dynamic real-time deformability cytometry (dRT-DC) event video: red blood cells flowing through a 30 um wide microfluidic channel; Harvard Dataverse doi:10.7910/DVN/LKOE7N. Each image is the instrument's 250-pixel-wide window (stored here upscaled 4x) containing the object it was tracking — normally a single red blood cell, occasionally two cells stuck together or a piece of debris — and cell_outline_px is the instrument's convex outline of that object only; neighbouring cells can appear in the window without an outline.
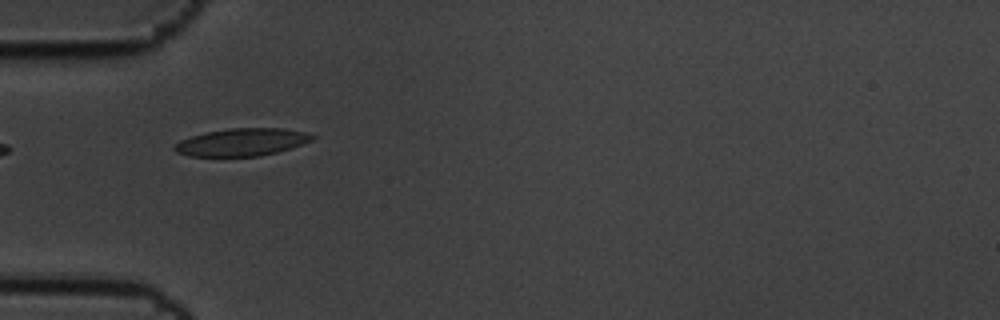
{"species": "common noctule bat (a hibernating species)", "species_latin": "Nyctalus noctula", "temperature_condition": "cold", "stored_images_in_passage": 4, "camera_frame_rate_fps": 3000, "um_per_image_px": 0.085, "animal": {"sex": "male", "body_mass_g": 19.5, "forearm_length_mm": 54.6}, "frame": {"image": 1, "passage_image": 3, "time_ms": 0.667, "image_size_px": [1000, 320], "cell_outline_px": [[316, 136], [312, 140], [276, 152], [260, 156], [188, 156], [176, 152], [172, 148], [180, 140], [192, 136], [208, 132], [228, 128], [284, 128], [304, 132]], "centroid_in_image_um": [20.52, 12.08], "position_along_channel_um": 64.5, "area_um2": 21.85}}
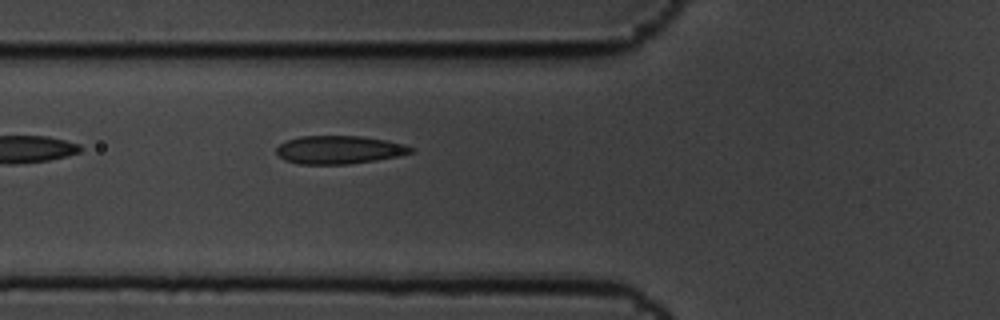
{"frame": {"image": 2, "passage_image": 4, "time_ms": 1.0, "image_size_px": [1000, 320], "cell_outline_px": [[416, 148], [412, 152], [400, 156], [376, 160], [348, 164], [300, 164], [284, 160], [276, 152], [276, 148], [280, 144], [288, 140], [300, 136], [360, 136], [388, 140], [404, 144]], "centroid_in_image_um": [28.86, 12.73], "position_along_channel_um": 96.9, "area_um2": 22.14}}